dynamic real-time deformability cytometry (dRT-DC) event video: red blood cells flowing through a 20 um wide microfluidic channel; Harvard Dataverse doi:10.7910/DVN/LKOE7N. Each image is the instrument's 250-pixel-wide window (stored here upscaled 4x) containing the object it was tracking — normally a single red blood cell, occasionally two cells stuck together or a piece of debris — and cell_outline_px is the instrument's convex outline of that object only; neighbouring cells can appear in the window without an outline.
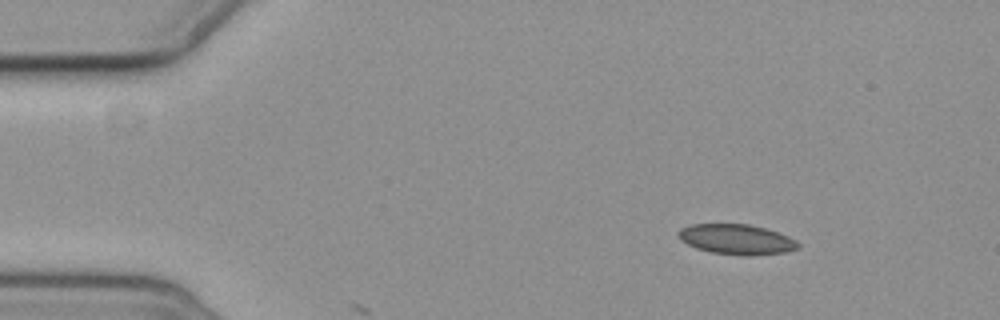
{"species": "common noctule bat (a hibernating species)", "species_latin": "Nyctalus noctula", "temperature_condition": "cold", "stored_images_in_passage": 7, "camera_frame_rate_fps": 3000, "um_per_image_px": 0.085, "animal": {"sex": "female", "body_mass_g": 19.3, "forearm_length_mm": 54.1}, "frame": {"image": 1, "passage_image": 2, "time_ms": 1.333, "image_size_px": [1000, 320], "cell_outline_px": [[800, 248], [788, 252], [752, 256], [740, 256], [712, 252], [696, 248], [680, 240], [676, 232], [680, 228], [688, 224], [748, 224], [764, 228], [788, 236], [796, 240], [800, 244]], "centroid_in_image_um": [62.6, 20.35], "position_along_channel_um": 22.4, "area_um2": 21.33}}
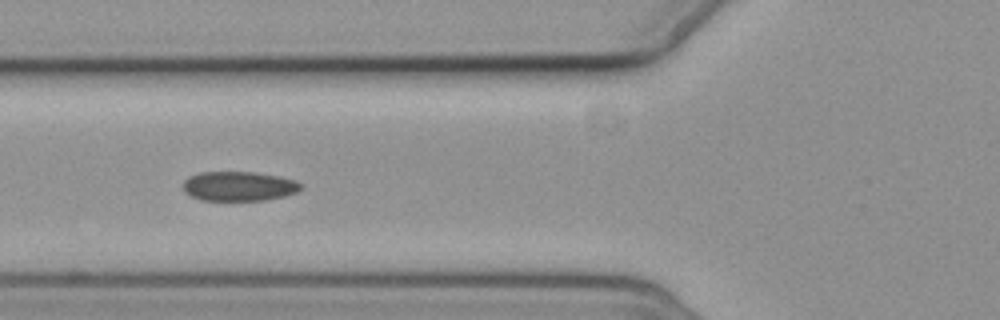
{"frame": {"image": 2, "passage_image": 6, "time_ms": 6.0, "image_size_px": [1000, 320], "cell_outline_px": [[304, 184], [296, 192], [284, 196], [264, 200], [200, 200], [184, 192], [184, 180], [188, 176], [200, 172], [256, 172], [280, 176], [296, 180]], "centroid_in_image_um": [20.31, 15.82], "position_along_channel_um": 105.5, "area_um2": 20.35}}
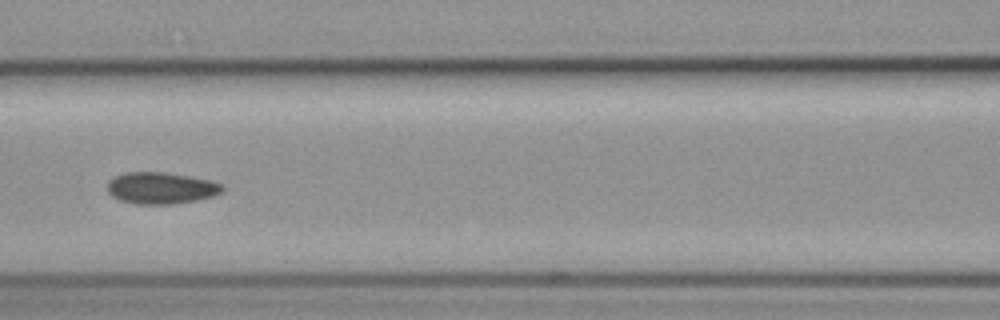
{"frame": {"image": 3, "passage_image": 7, "time_ms": 7.333, "image_size_px": [1000, 320], "cell_outline_px": [[224, 192], [216, 196], [176, 204], [132, 204], [120, 200], [112, 196], [108, 192], [108, 180], [116, 176], [128, 172], [164, 172], [188, 176], [208, 180], [224, 184]], "centroid_in_image_um": [13.72, 16.0], "position_along_channel_um": 152.9, "area_um2": 21.39}}